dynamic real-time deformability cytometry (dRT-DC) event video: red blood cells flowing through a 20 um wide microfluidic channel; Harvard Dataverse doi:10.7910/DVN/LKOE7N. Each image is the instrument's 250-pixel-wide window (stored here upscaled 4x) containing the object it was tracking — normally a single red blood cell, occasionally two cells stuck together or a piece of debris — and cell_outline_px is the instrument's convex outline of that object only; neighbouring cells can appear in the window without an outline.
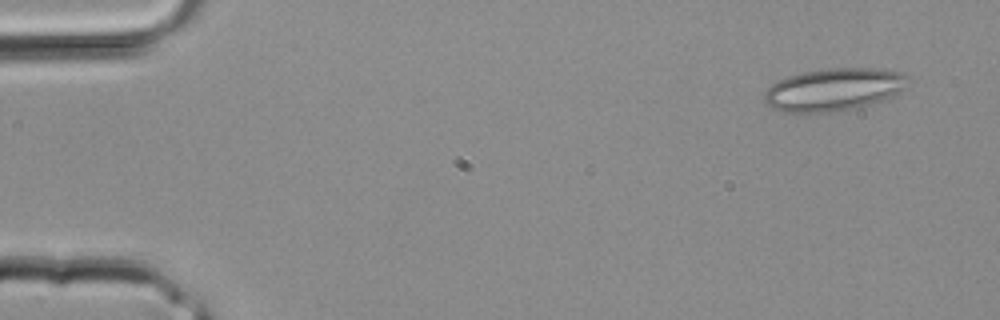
{"species": "common noctule bat (a hibernating species)", "species_latin": "Nyctalus noctula", "temperature_condition": "room temperature", "stored_images_in_passage": 3, "camera_frame_rate_fps": 3000, "um_per_image_px": 0.085, "animal": {"sex": "male", "body_mass_g": 20.4}, "frame": {"image": 1, "passage_image": 1, "time_ms": 0.0, "image_size_px": [1000, 320], "cell_outline_px": [[908, 76], [904, 88], [900, 92], [884, 100], [852, 108], [832, 112], [800, 116], [784, 112], [772, 108], [764, 100], [764, 92], [772, 84], [788, 76], [804, 72], [828, 68], [880, 68], [900, 72]], "centroid_in_image_um": [70.83, 7.64], "position_along_channel_um": 14.2, "area_um2": 36.13}}